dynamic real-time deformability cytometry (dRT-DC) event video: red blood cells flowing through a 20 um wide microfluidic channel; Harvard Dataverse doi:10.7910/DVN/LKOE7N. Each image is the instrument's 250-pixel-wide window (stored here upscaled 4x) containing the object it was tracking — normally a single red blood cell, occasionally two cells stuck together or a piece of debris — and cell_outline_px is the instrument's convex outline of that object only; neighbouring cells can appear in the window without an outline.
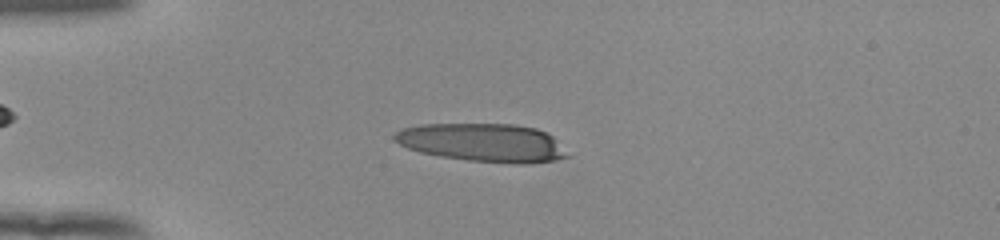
{"species": "human", "species_latin": "Homo sapiens", "temperature_condition": "room temperature", "stored_images_in_passage": 53, "camera_frame_rate_fps": 3000, "um_per_image_px": 0.085, "donor": {"sex": "female"}, "frame": {"image": 1, "passage_image": 14, "time_ms": 4.333, "image_size_px": [1000, 240], "cell_outline_px": [[568, 156], [556, 160], [528, 164], [512, 164], [468, 160], [440, 156], [420, 152], [408, 148], [400, 144], [392, 136], [396, 132], [404, 128], [420, 124], [512, 124], [536, 128], [552, 136]], "centroid_in_image_um": [41.02, 12.12], "position_along_channel_um": 44.0, "area_um2": 38.32}}
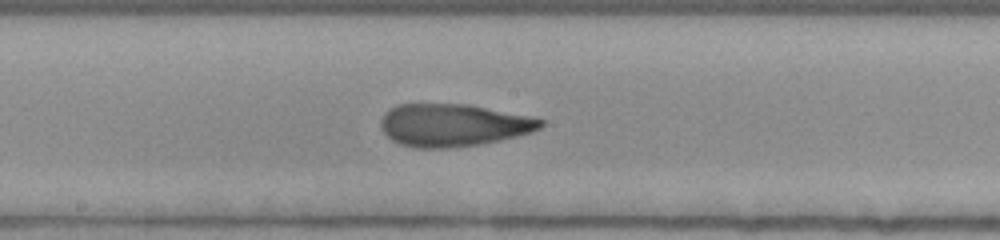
{"frame": {"image": 2, "passage_image": 29, "time_ms": 9.333, "image_size_px": [1000, 240], "cell_outline_px": [[544, 124], [540, 128], [532, 132], [500, 140], [480, 144], [448, 148], [416, 148], [400, 144], [392, 140], [380, 128], [380, 120], [384, 112], [388, 108], [396, 104], [464, 104], [528, 116], [544, 120]], "centroid_in_image_um": [38.46, 10.64], "position_along_channel_um": 209.7, "area_um2": 39.54}}
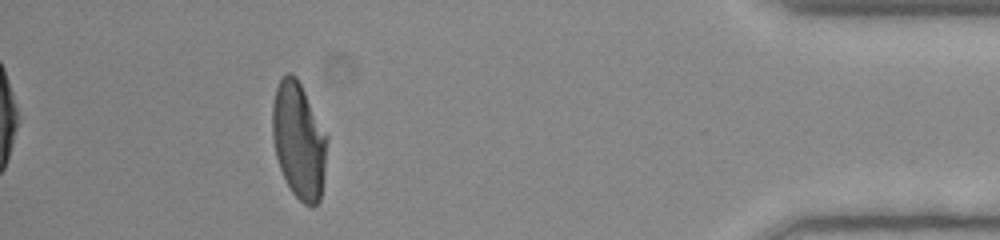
{"frame": {"image": 3, "passage_image": 48, "time_ms": 15.667, "image_size_px": [1000, 240], "cell_outline_px": [[328, 136], [324, 176], [320, 200], [312, 208], [304, 204], [292, 192], [280, 168], [276, 156], [272, 136], [272, 104], [276, 88], [280, 80], [288, 72], [296, 76]], "centroid_in_image_um": [25.4, 11.95], "position_along_channel_um": 409.8, "area_um2": 36.93}, "authors_computed_cell_mechanics": {"area_um2": 38.6104, "velocity_mm_per_s": 3.9213, "shape_relaxation_time_tau1_ms": 9.1071, "shape_relaxation_time_tau2_ms": 1.8611, "deformation_change_tau1": 0.3503, "deformation_change_tau2": 0.0786}}